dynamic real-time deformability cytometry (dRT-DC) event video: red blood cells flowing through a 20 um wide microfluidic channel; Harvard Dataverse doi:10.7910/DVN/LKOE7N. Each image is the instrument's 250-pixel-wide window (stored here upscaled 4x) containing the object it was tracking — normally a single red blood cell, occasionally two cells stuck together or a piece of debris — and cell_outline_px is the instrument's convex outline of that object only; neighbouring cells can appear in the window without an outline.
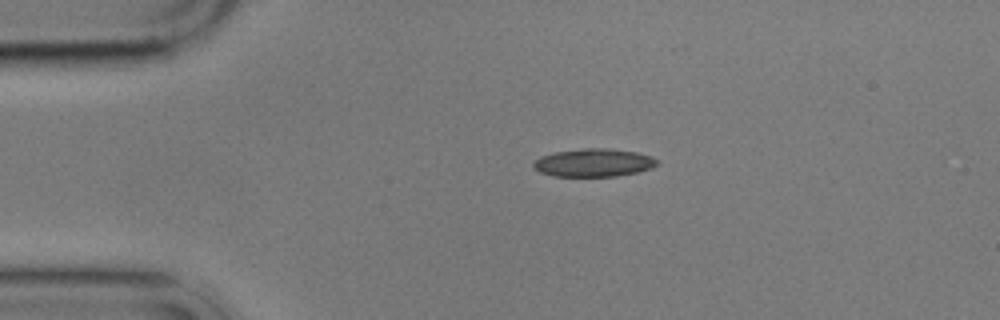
{"species": "common noctule bat (a hibernating species)", "species_latin": "Nyctalus noctula", "temperature_condition": "cold", "stored_images_in_passage": 2, "camera_frame_rate_fps": 3000, "um_per_image_px": 0.085, "animal": {"sex": "male", "body_mass_g": 17.9}, "frame": {"image": 1, "passage_image": 1, "time_ms": 0.0, "image_size_px": [1000, 320], "cell_outline_px": [[660, 164], [652, 168], [640, 172], [616, 176], [552, 176], [540, 172], [532, 164], [540, 156], [556, 152], [584, 148], [608, 148], [636, 152], [652, 156], [660, 160]], "centroid_in_image_um": [50.54, 13.83], "position_along_channel_um": 34.5, "area_um2": 20.35}}